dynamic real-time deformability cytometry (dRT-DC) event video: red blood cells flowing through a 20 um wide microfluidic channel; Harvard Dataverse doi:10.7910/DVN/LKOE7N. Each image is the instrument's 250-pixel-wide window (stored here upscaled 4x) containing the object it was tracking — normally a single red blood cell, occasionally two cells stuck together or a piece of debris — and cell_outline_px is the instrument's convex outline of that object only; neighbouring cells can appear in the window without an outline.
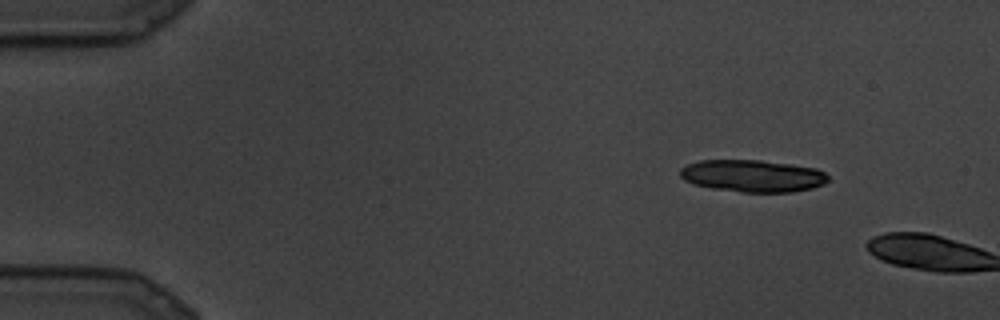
{"species": "common noctule bat (a hibernating species)", "species_latin": "Nyctalus noctula", "temperature_condition": "cold", "stored_images_in_passage": 5, "camera_frame_rate_fps": 3000, "um_per_image_px": 0.085, "animal": {"sex": "male", "body_mass_g": 19.5, "forearm_length_mm": 54.6}, "frame": {"image": 1, "passage_image": 4, "time_ms": 1.0, "image_size_px": [1000, 320], "cell_outline_px": [[828, 180], [824, 184], [812, 188], [792, 192], [740, 192], [712, 188], [692, 184], [684, 180], [680, 176], [680, 168], [688, 164], [700, 160], [760, 160], [816, 168], [824, 172], [828, 176]], "centroid_in_image_um": [63.95, 14.95], "position_along_channel_um": 21.0, "area_um2": 27.74}}